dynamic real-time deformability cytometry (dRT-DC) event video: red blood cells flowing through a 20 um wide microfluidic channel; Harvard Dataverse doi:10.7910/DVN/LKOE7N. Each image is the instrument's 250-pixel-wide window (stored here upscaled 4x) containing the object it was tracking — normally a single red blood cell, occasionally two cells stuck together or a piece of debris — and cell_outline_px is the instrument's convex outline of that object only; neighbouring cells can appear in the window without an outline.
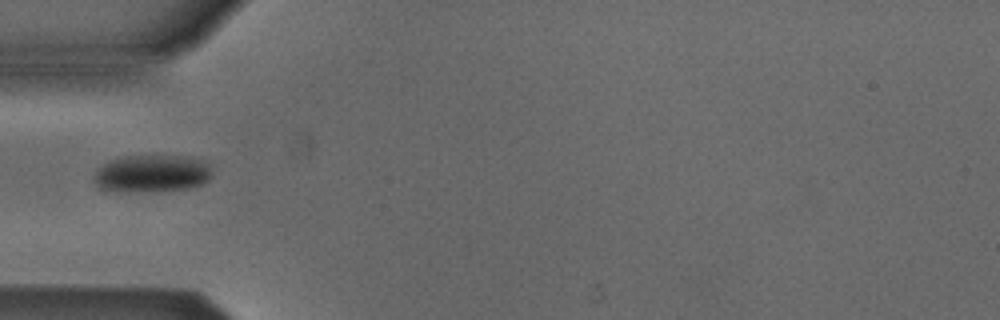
{"species": "Egyptian fruit bat (a non-hibernating species)", "species_latin": "Rousettus aegyptiacus", "temperature_condition": "cold", "stored_images_in_passage": 6, "camera_frame_rate_fps": 3000, "um_per_image_px": 0.085, "animal": {"sex": "male"}, "frame": {"image": 1, "passage_image": 5, "time_ms": 4.667, "image_size_px": [1000, 320], "cell_outline_px": [[212, 176], [208, 180], [200, 184], [188, 188], [124, 192], [104, 188], [96, 184], [92, 180], [92, 176], [96, 168], [108, 160], [120, 156], [192, 156], [208, 164]], "centroid_in_image_um": [12.85, 14.72], "position_along_channel_um": 72.1, "area_um2": 25.66}}